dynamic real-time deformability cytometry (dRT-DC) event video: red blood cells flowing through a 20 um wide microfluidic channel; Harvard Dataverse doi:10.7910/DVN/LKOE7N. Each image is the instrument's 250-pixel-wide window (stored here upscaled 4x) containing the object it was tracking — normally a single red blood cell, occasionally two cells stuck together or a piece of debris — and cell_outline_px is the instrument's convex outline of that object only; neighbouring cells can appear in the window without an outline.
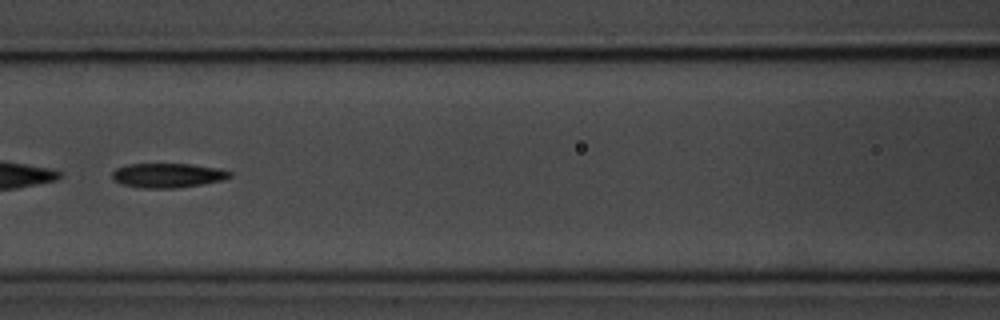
{"species": "common noctule bat (a hibernating species)", "species_latin": "Nyctalus noctula", "temperature_condition": "room temperature", "stored_images_in_passage": 9, "camera_frame_rate_fps": 3000, "um_per_image_px": 0.085, "animal": {"sex": "male", "body_mass_g": 20.1, "forearm_length_mm": 53.5}, "frame": {"image": 1, "passage_image": 7, "time_ms": 7.333, "image_size_px": [1000, 320], "cell_outline_px": [[232, 176], [224, 180], [176, 188], [140, 188], [120, 184], [112, 180], [112, 172], [116, 168], [128, 164], [192, 164], [220, 168], [232, 172]], "centroid_in_image_um": [14.24, 14.91], "position_along_channel_um": 152.4, "area_um2": 16.94}}
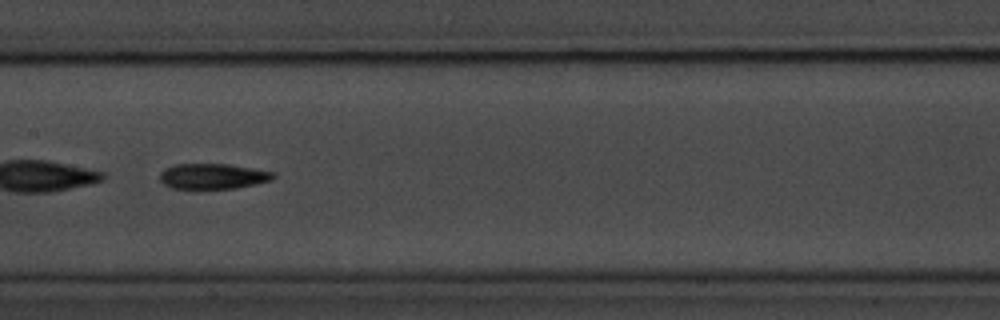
{"frame": {"image": 2, "passage_image": 8, "time_ms": 8.333, "image_size_px": [1000, 320], "cell_outline_px": [[276, 176], [272, 180], [256, 184], [236, 188], [196, 192], [192, 192], [172, 188], [164, 184], [160, 180], [160, 172], [164, 168], [176, 164], [228, 164], [276, 172]], "centroid_in_image_um": [18.06, 15.03], "position_along_channel_um": 189.3, "area_um2": 17.8}}